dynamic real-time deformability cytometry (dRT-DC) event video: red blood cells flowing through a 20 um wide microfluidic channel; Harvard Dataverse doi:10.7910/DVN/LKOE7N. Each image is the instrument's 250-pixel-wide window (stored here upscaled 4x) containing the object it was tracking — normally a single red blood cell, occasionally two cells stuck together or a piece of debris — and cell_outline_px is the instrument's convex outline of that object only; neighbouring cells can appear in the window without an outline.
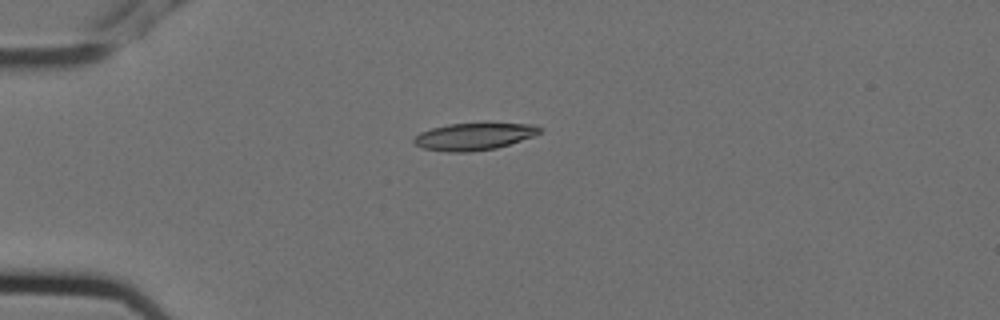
{"species": "Egyptian fruit bat (a non-hibernating species)", "species_latin": "Rousettus aegyptiacus", "temperature_condition": "cold", "stored_images_in_passage": 2, "camera_frame_rate_fps": 3000, "um_per_image_px": 0.085, "animal": {"sex": "female"}, "frame": {"image": 1, "passage_image": 1, "time_ms": 0.0, "image_size_px": [1000, 320], "cell_outline_px": [[540, 132], [532, 136], [496, 148], [468, 152], [448, 152], [424, 148], [416, 144], [412, 140], [420, 132], [432, 128], [448, 124], [536, 124], [540, 128]], "centroid_in_image_um": [40.25, 11.61], "position_along_channel_um": 44.8, "area_um2": 19.36}}